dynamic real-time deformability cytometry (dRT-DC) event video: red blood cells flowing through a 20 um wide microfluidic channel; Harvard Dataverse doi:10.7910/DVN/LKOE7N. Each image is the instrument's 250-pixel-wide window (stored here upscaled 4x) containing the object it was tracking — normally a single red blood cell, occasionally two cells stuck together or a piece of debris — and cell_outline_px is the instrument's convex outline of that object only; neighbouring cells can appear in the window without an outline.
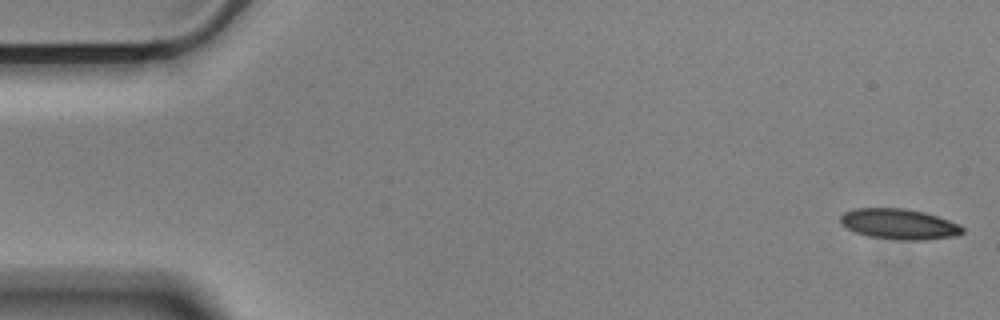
{"species": "Egyptian fruit bat (a non-hibernating species)", "species_latin": "Rousettus aegyptiacus", "temperature_condition": "cold", "stored_images_in_passage": 56, "camera_frame_rate_fps": 3000, "um_per_image_px": 0.085, "animal": {"sex": "male"}, "frame": {"image": 1, "passage_image": 1, "time_ms": 0.0, "image_size_px": [1000, 320], "cell_outline_px": [[964, 232], [956, 236], [924, 240], [908, 240], [868, 236], [856, 232], [840, 224], [840, 216], [844, 212], [852, 208], [904, 208], [924, 212], [960, 224], [964, 228]], "centroid_in_image_um": [76.42, 19.04], "position_along_channel_um": 8.6, "area_um2": 21.68}}
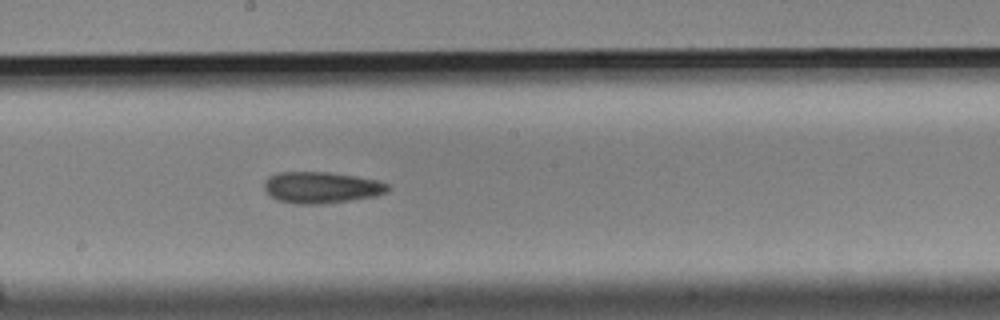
{"frame": {"image": 2, "passage_image": 30, "time_ms": 9.667, "image_size_px": [1000, 320], "cell_outline_px": [[388, 192], [376, 196], [324, 204], [296, 204], [276, 200], [264, 188], [264, 180], [268, 176], [276, 172], [328, 172], [376, 180], [388, 184]], "centroid_in_image_um": [27.28, 15.94], "position_along_channel_um": 220.9, "area_um2": 22.6}}
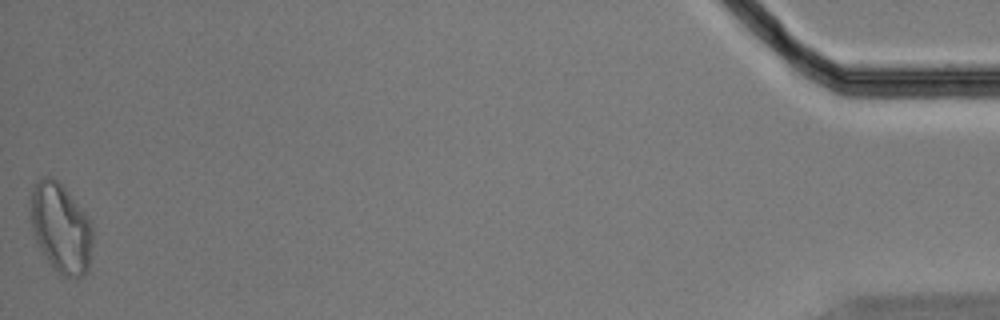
{"frame": {"image": 3, "passage_image": 56, "time_ms": 18.333, "image_size_px": [1000, 320], "cell_outline_px": [[92, 240], [88, 272], [84, 276], [60, 276], [48, 260], [40, 248], [36, 240], [32, 228], [32, 192], [36, 180], [44, 176], [52, 176], [64, 188], [88, 216], [92, 224]], "centroid_in_image_um": [5.2, 19.39], "position_along_channel_um": 430.0, "area_um2": 31.91}, "authors_computed_cell_mechanics": {"area_um2": 22.5998, "velocity_mm_per_s": 3.5296, "shape_relaxation_time_tau1_ms": null, "shape_relaxation_time_tau2_ms": 5.8213, "deformation_change_tau1": null, "deformation_change_tau2": 0.1313}}